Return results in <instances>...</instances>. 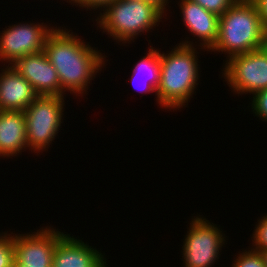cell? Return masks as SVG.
<instances>
[{
  "label": "cell",
  "mask_w": 267,
  "mask_h": 267,
  "mask_svg": "<svg viewBox=\"0 0 267 267\" xmlns=\"http://www.w3.org/2000/svg\"><path fill=\"white\" fill-rule=\"evenodd\" d=\"M66 30H53L46 40L44 52L57 71L61 96L66 90L83 95L88 83L96 75L94 73L103 67L105 56Z\"/></svg>",
  "instance_id": "1"
},
{
  "label": "cell",
  "mask_w": 267,
  "mask_h": 267,
  "mask_svg": "<svg viewBox=\"0 0 267 267\" xmlns=\"http://www.w3.org/2000/svg\"><path fill=\"white\" fill-rule=\"evenodd\" d=\"M265 30L255 2L237 0L220 16L219 37L210 50L228 53L230 59L262 49Z\"/></svg>",
  "instance_id": "2"
},
{
  "label": "cell",
  "mask_w": 267,
  "mask_h": 267,
  "mask_svg": "<svg viewBox=\"0 0 267 267\" xmlns=\"http://www.w3.org/2000/svg\"><path fill=\"white\" fill-rule=\"evenodd\" d=\"M195 49L186 41L168 55L159 51L160 83L156 95L162 107L180 108L194 93L199 78Z\"/></svg>",
  "instance_id": "3"
},
{
  "label": "cell",
  "mask_w": 267,
  "mask_h": 267,
  "mask_svg": "<svg viewBox=\"0 0 267 267\" xmlns=\"http://www.w3.org/2000/svg\"><path fill=\"white\" fill-rule=\"evenodd\" d=\"M104 10L97 23L123 43L133 40L140 32L152 29L163 18L157 7L143 0H114Z\"/></svg>",
  "instance_id": "4"
},
{
  "label": "cell",
  "mask_w": 267,
  "mask_h": 267,
  "mask_svg": "<svg viewBox=\"0 0 267 267\" xmlns=\"http://www.w3.org/2000/svg\"><path fill=\"white\" fill-rule=\"evenodd\" d=\"M63 96L39 95L23 112L26 118L27 145L42 151L53 141L63 116ZM51 141V142H50Z\"/></svg>",
  "instance_id": "5"
},
{
  "label": "cell",
  "mask_w": 267,
  "mask_h": 267,
  "mask_svg": "<svg viewBox=\"0 0 267 267\" xmlns=\"http://www.w3.org/2000/svg\"><path fill=\"white\" fill-rule=\"evenodd\" d=\"M224 76L236 93H256L267 88V52L264 48L235 55L226 61Z\"/></svg>",
  "instance_id": "6"
},
{
  "label": "cell",
  "mask_w": 267,
  "mask_h": 267,
  "mask_svg": "<svg viewBox=\"0 0 267 267\" xmlns=\"http://www.w3.org/2000/svg\"><path fill=\"white\" fill-rule=\"evenodd\" d=\"M190 224L182 247L185 267H210L219 258V249L224 244L222 231L201 217Z\"/></svg>",
  "instance_id": "7"
},
{
  "label": "cell",
  "mask_w": 267,
  "mask_h": 267,
  "mask_svg": "<svg viewBox=\"0 0 267 267\" xmlns=\"http://www.w3.org/2000/svg\"><path fill=\"white\" fill-rule=\"evenodd\" d=\"M8 27L0 36V59L7 60L9 65L23 56L44 50L46 40L54 30L32 23Z\"/></svg>",
  "instance_id": "8"
},
{
  "label": "cell",
  "mask_w": 267,
  "mask_h": 267,
  "mask_svg": "<svg viewBox=\"0 0 267 267\" xmlns=\"http://www.w3.org/2000/svg\"><path fill=\"white\" fill-rule=\"evenodd\" d=\"M63 234L46 227L34 234L13 235L15 262L23 267H52L54 250Z\"/></svg>",
  "instance_id": "9"
},
{
  "label": "cell",
  "mask_w": 267,
  "mask_h": 267,
  "mask_svg": "<svg viewBox=\"0 0 267 267\" xmlns=\"http://www.w3.org/2000/svg\"><path fill=\"white\" fill-rule=\"evenodd\" d=\"M11 65L28 80L38 95L61 96L57 71L44 50L23 56Z\"/></svg>",
  "instance_id": "10"
},
{
  "label": "cell",
  "mask_w": 267,
  "mask_h": 267,
  "mask_svg": "<svg viewBox=\"0 0 267 267\" xmlns=\"http://www.w3.org/2000/svg\"><path fill=\"white\" fill-rule=\"evenodd\" d=\"M106 264L102 253L89 245L63 234L54 250L52 267H103Z\"/></svg>",
  "instance_id": "11"
},
{
  "label": "cell",
  "mask_w": 267,
  "mask_h": 267,
  "mask_svg": "<svg viewBox=\"0 0 267 267\" xmlns=\"http://www.w3.org/2000/svg\"><path fill=\"white\" fill-rule=\"evenodd\" d=\"M38 96L11 65L0 74V111H24Z\"/></svg>",
  "instance_id": "12"
},
{
  "label": "cell",
  "mask_w": 267,
  "mask_h": 267,
  "mask_svg": "<svg viewBox=\"0 0 267 267\" xmlns=\"http://www.w3.org/2000/svg\"><path fill=\"white\" fill-rule=\"evenodd\" d=\"M183 22L194 36L201 39L203 48L209 51L219 37L220 16L205 10L201 5L191 0H181Z\"/></svg>",
  "instance_id": "13"
},
{
  "label": "cell",
  "mask_w": 267,
  "mask_h": 267,
  "mask_svg": "<svg viewBox=\"0 0 267 267\" xmlns=\"http://www.w3.org/2000/svg\"><path fill=\"white\" fill-rule=\"evenodd\" d=\"M23 111H0V156H15L28 147Z\"/></svg>",
  "instance_id": "14"
},
{
  "label": "cell",
  "mask_w": 267,
  "mask_h": 267,
  "mask_svg": "<svg viewBox=\"0 0 267 267\" xmlns=\"http://www.w3.org/2000/svg\"><path fill=\"white\" fill-rule=\"evenodd\" d=\"M140 72H141V74L143 72H147V75L151 78V79L149 78L150 80L148 83L144 84V87H146V88H145V91L143 90L142 92H145V93L146 92H157V88H158L159 83H160V60H159V51L158 50H154L151 47L149 49V53H147V56L146 57L144 56L140 60V62H138L136 64V66L133 70L132 77H131V81L133 83L135 82L134 80H136L135 79L136 75L139 74ZM140 91H141V89H140Z\"/></svg>",
  "instance_id": "15"
},
{
  "label": "cell",
  "mask_w": 267,
  "mask_h": 267,
  "mask_svg": "<svg viewBox=\"0 0 267 267\" xmlns=\"http://www.w3.org/2000/svg\"><path fill=\"white\" fill-rule=\"evenodd\" d=\"M0 236V267H13L15 263V251L13 246V236Z\"/></svg>",
  "instance_id": "16"
},
{
  "label": "cell",
  "mask_w": 267,
  "mask_h": 267,
  "mask_svg": "<svg viewBox=\"0 0 267 267\" xmlns=\"http://www.w3.org/2000/svg\"><path fill=\"white\" fill-rule=\"evenodd\" d=\"M237 257L232 267H266L261 253L254 249L243 252Z\"/></svg>",
  "instance_id": "17"
},
{
  "label": "cell",
  "mask_w": 267,
  "mask_h": 267,
  "mask_svg": "<svg viewBox=\"0 0 267 267\" xmlns=\"http://www.w3.org/2000/svg\"><path fill=\"white\" fill-rule=\"evenodd\" d=\"M201 5L205 10L221 16L237 0H191Z\"/></svg>",
  "instance_id": "18"
},
{
  "label": "cell",
  "mask_w": 267,
  "mask_h": 267,
  "mask_svg": "<svg viewBox=\"0 0 267 267\" xmlns=\"http://www.w3.org/2000/svg\"><path fill=\"white\" fill-rule=\"evenodd\" d=\"M259 224H257L256 229L254 231L253 242L256 246L252 248L256 251L259 250H267V215L265 217H261Z\"/></svg>",
  "instance_id": "19"
},
{
  "label": "cell",
  "mask_w": 267,
  "mask_h": 267,
  "mask_svg": "<svg viewBox=\"0 0 267 267\" xmlns=\"http://www.w3.org/2000/svg\"><path fill=\"white\" fill-rule=\"evenodd\" d=\"M252 109L255 114L267 121V88L254 93Z\"/></svg>",
  "instance_id": "20"
},
{
  "label": "cell",
  "mask_w": 267,
  "mask_h": 267,
  "mask_svg": "<svg viewBox=\"0 0 267 267\" xmlns=\"http://www.w3.org/2000/svg\"><path fill=\"white\" fill-rule=\"evenodd\" d=\"M114 0H85L80 6L85 7L89 9L90 7L92 9H97L98 7H103L105 8L108 6L110 3H112Z\"/></svg>",
  "instance_id": "21"
},
{
  "label": "cell",
  "mask_w": 267,
  "mask_h": 267,
  "mask_svg": "<svg viewBox=\"0 0 267 267\" xmlns=\"http://www.w3.org/2000/svg\"><path fill=\"white\" fill-rule=\"evenodd\" d=\"M254 2L258 8L262 23L267 29V0H255Z\"/></svg>",
  "instance_id": "22"
},
{
  "label": "cell",
  "mask_w": 267,
  "mask_h": 267,
  "mask_svg": "<svg viewBox=\"0 0 267 267\" xmlns=\"http://www.w3.org/2000/svg\"><path fill=\"white\" fill-rule=\"evenodd\" d=\"M145 2L153 4L155 7H157L162 13H164L165 6L168 3V0H143Z\"/></svg>",
  "instance_id": "23"
},
{
  "label": "cell",
  "mask_w": 267,
  "mask_h": 267,
  "mask_svg": "<svg viewBox=\"0 0 267 267\" xmlns=\"http://www.w3.org/2000/svg\"><path fill=\"white\" fill-rule=\"evenodd\" d=\"M259 252L261 253L264 259L265 266L267 267V250H259Z\"/></svg>",
  "instance_id": "24"
},
{
  "label": "cell",
  "mask_w": 267,
  "mask_h": 267,
  "mask_svg": "<svg viewBox=\"0 0 267 267\" xmlns=\"http://www.w3.org/2000/svg\"><path fill=\"white\" fill-rule=\"evenodd\" d=\"M263 48H264V49L266 50V52H267V29L265 30V39H264Z\"/></svg>",
  "instance_id": "25"
},
{
  "label": "cell",
  "mask_w": 267,
  "mask_h": 267,
  "mask_svg": "<svg viewBox=\"0 0 267 267\" xmlns=\"http://www.w3.org/2000/svg\"><path fill=\"white\" fill-rule=\"evenodd\" d=\"M73 1V3H78L77 5H79L80 6V4H82L85 0H71V1H69L70 3Z\"/></svg>",
  "instance_id": "26"
},
{
  "label": "cell",
  "mask_w": 267,
  "mask_h": 267,
  "mask_svg": "<svg viewBox=\"0 0 267 267\" xmlns=\"http://www.w3.org/2000/svg\"><path fill=\"white\" fill-rule=\"evenodd\" d=\"M13 267H23L21 265H18L16 262L14 263Z\"/></svg>",
  "instance_id": "27"
}]
</instances>
